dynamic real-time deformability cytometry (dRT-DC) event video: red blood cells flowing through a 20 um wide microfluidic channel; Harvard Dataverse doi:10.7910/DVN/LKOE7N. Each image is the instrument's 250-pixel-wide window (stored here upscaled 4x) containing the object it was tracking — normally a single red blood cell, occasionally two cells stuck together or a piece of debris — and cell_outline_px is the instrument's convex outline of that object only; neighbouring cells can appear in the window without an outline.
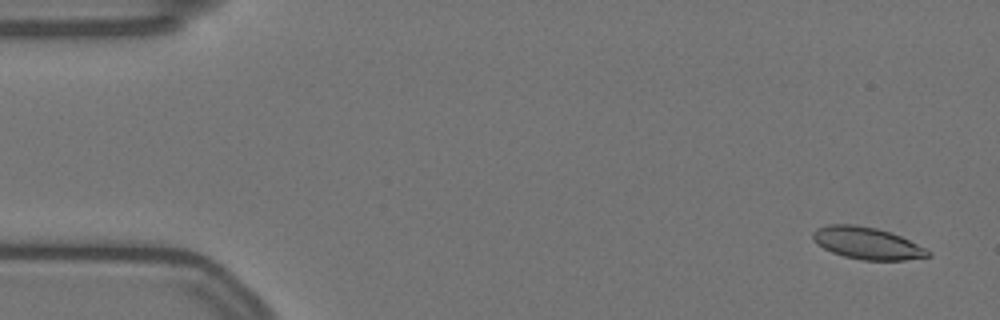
{"species": "Egyptian fruit bat (a non-hibernating species)", "species_latin": "Rousettus aegyptiacus", "temperature_condition": "warm", "stored_images_in_passage": 15, "camera_frame_rate_fps": 3000, "um_per_image_px": 0.085, "animal": {"sex": "female"}, "frame": {"image": 1, "passage_image": 3, "time_ms": 0.667, "image_size_px": [1000, 320], "cell_outline_px": [[932, 256], [904, 260], [864, 260], [844, 256], [832, 252], [816, 244], [812, 240], [812, 232], [816, 228], [828, 224], [852, 224], [876, 228], [900, 236], [932, 252]], "centroid_in_image_um": [73.66, 20.67], "position_along_channel_um": 11.3, "area_um2": 21.39}}
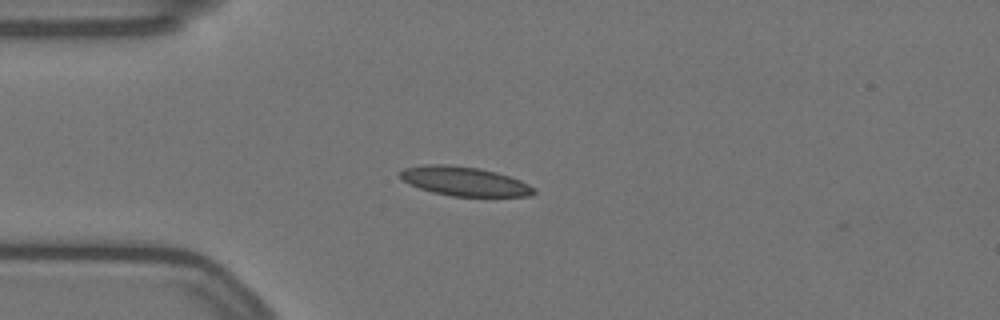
{"frame": {"image": 2, "passage_image": 15, "time_ms": 4.667, "image_size_px": [1000, 320], "cell_outline_px": [[536, 192], [532, 196], [452, 196], [432, 192], [408, 184], [396, 172], [404, 168], [424, 164], [448, 164], [480, 168], [496, 172], [520, 180], [536, 188]], "centroid_in_image_um": [39.46, 15.4], "position_along_channel_um": 45.5, "area_um2": 22.89}}